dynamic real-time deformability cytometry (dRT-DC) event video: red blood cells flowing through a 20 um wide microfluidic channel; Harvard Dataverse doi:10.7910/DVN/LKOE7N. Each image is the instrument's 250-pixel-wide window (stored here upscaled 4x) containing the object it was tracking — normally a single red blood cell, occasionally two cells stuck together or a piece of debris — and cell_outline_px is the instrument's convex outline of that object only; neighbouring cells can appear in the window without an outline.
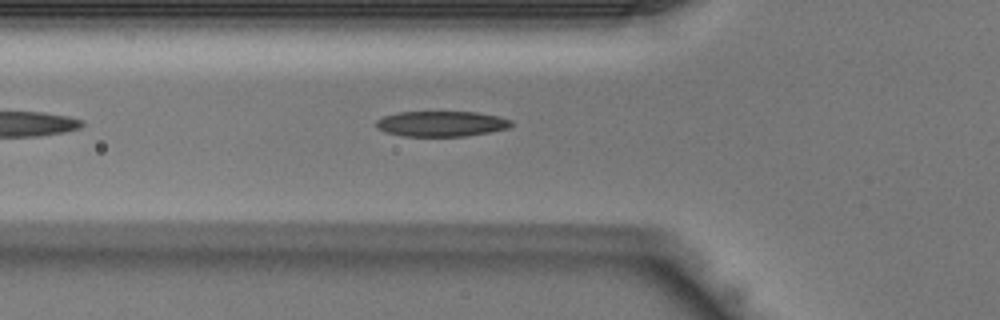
{"species": "Egyptian fruit bat (a non-hibernating species)", "species_latin": "Rousettus aegyptiacus", "temperature_condition": "warm", "stored_images_in_passage": 16, "camera_frame_rate_fps": 3000, "um_per_image_px": 0.085, "animal": {"sex": "male"}, "frame": {"image": 1, "passage_image": 5, "time_ms": 1.333, "image_size_px": [1000, 320], "cell_outline_px": [[512, 124], [508, 128], [488, 132], [464, 136], [404, 136], [384, 132], [376, 128], [376, 120], [384, 116], [400, 112], [476, 112], [496, 116], [512, 120]], "centroid_in_image_um": [37.48, 10.52], "position_along_channel_um": 88.3, "area_um2": 19.88}}
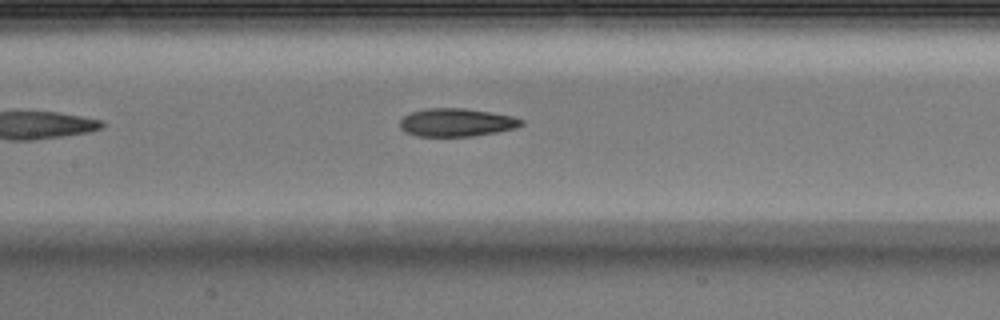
{"frame": {"image": 2, "passage_image": 10, "time_ms": 3.0, "image_size_px": [1000, 320], "cell_outline_px": [[524, 124], [516, 128], [496, 132], [472, 136], [416, 136], [404, 132], [400, 128], [400, 120], [404, 116], [412, 112], [428, 108], [464, 108], [512, 116], [524, 120]], "centroid_in_image_um": [38.79, 10.41], "position_along_channel_um": 168.6, "area_um2": 19.83}}